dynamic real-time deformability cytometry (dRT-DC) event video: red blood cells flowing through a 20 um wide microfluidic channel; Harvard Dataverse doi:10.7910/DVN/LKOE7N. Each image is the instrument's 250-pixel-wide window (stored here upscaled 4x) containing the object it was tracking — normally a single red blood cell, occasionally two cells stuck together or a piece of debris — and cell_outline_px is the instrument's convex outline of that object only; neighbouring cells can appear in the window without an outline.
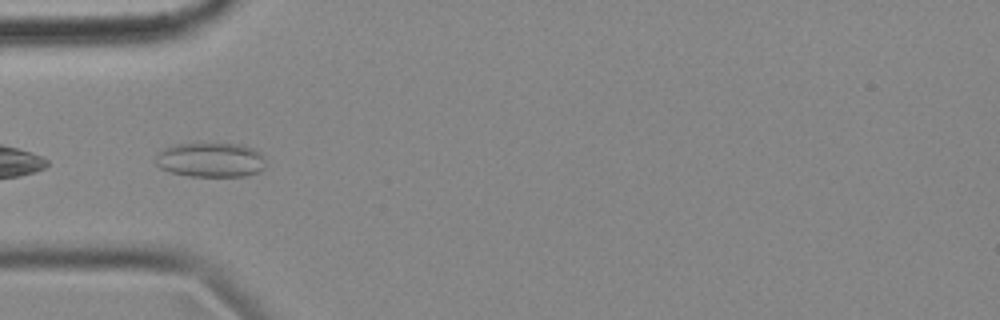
{"species": "common noctule bat (a hibernating species)", "species_latin": "Nyctalus noctula", "temperature_condition": "cold", "stored_images_in_passage": 11, "camera_frame_rate_fps": 3000, "um_per_image_px": 0.085, "animal": {"sex": "female", "body_mass_g": 18.4}, "frame": {"image": 1, "passage_image": 2, "time_ms": 0.333, "image_size_px": [1000, 320], "cell_outline_px": [[264, 168], [260, 172], [244, 176], [188, 176], [172, 172], [160, 168], [156, 164], [156, 156], [164, 148], [176, 144], [240, 144], [252, 148], [260, 152], [264, 164]], "centroid_in_image_um": [17.9, 13.6], "position_along_channel_um": 67.1, "area_um2": 21.96}}